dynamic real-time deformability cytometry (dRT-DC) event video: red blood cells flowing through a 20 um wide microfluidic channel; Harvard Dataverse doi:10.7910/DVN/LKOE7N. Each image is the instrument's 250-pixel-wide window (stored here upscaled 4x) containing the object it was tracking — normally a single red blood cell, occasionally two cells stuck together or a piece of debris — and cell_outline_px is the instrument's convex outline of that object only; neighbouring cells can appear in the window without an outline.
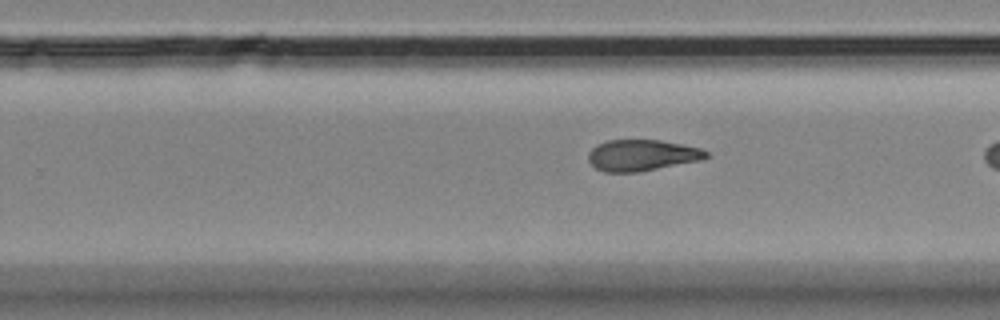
{"species": "Egyptian fruit bat (a non-hibernating species)", "species_latin": "Rousettus aegyptiacus", "temperature_condition": "room temperature", "stored_images_in_passage": 9, "camera_frame_rate_fps": 3000, "um_per_image_px": 0.085, "animal": {"sex": "female"}, "frame": {"image": 1, "passage_image": 9, "time_ms": 9.667, "image_size_px": [1000, 320], "cell_outline_px": [[708, 156], [700, 160], [636, 172], [604, 172], [596, 168], [588, 160], [588, 152], [596, 144], [608, 140], [660, 140], [700, 148], [708, 152]], "centroid_in_image_um": [54.51, 13.19], "position_along_channel_um": 275.3, "area_um2": 21.21}}